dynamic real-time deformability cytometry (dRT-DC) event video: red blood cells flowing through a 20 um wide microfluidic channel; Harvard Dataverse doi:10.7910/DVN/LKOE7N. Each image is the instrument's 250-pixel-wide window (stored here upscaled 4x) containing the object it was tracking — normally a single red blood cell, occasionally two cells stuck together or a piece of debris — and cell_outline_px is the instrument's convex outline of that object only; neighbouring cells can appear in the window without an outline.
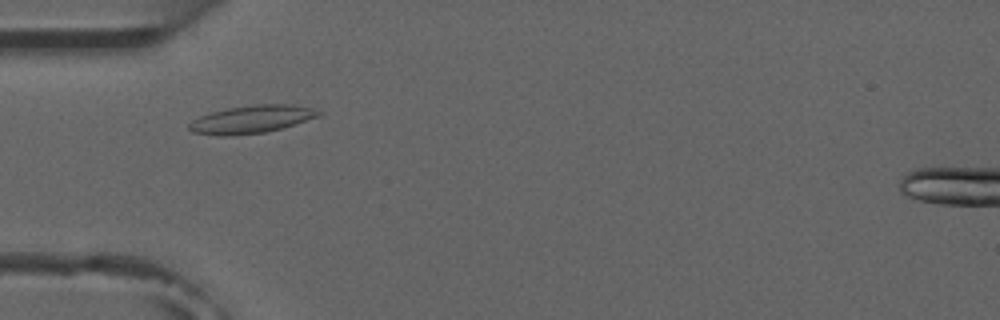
{"species": "common noctule bat (a hibernating species)", "species_latin": "Nyctalus noctula", "temperature_condition": "room temperature", "stored_images_in_passage": 5, "camera_frame_rate_fps": 3000, "um_per_image_px": 0.085, "animal": {"sex": "male", "forearm_length_mm": 52.5}, "frame": {"image": 1, "passage_image": 1, "time_ms": 0.0, "image_size_px": [1000, 320], "cell_outline_px": [[324, 112], [320, 116], [280, 128], [264, 132], [232, 136], [220, 136], [192, 132], [188, 128], [188, 124], [192, 120], [200, 116], [212, 112], [228, 108], [256, 104], [292, 104], [312, 108]], "centroid_in_image_um": [21.37, 10.14], "position_along_channel_um": 63.6, "area_um2": 20.92}}
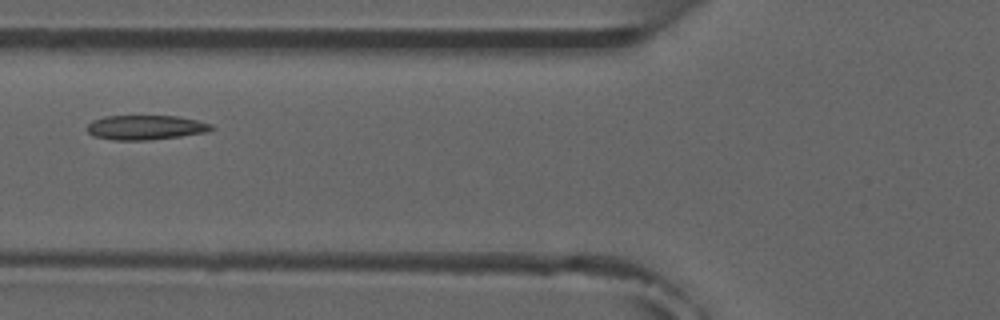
{"frame": {"image": 2, "passage_image": 2, "time_ms": 1.333, "image_size_px": [1000, 320], "cell_outline_px": [[216, 128], [204, 132], [180, 136], [152, 140], [112, 140], [92, 136], [88, 132], [88, 124], [92, 120], [104, 116], [176, 116], [196, 120], [212, 124]], "centroid_in_image_um": [12.35, 10.83], "position_along_channel_um": 113.5, "area_um2": 17.8}}
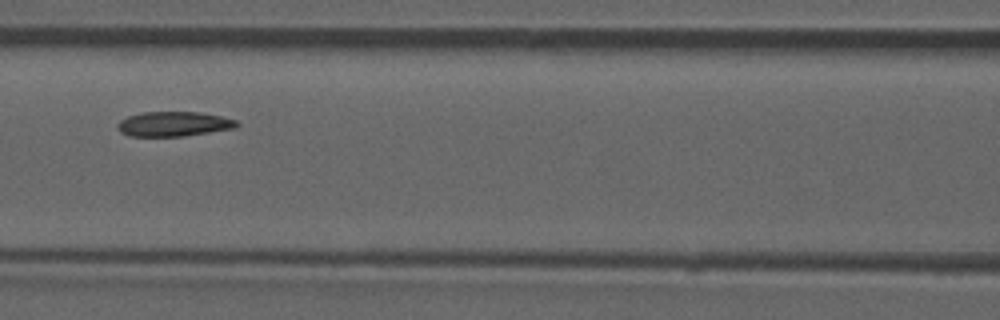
{"frame": {"image": 3, "passage_image": 3, "time_ms": 2.333, "image_size_px": [1000, 320], "cell_outline_px": [[240, 124], [236, 128], [184, 136], [128, 136], [120, 132], [116, 128], [116, 124], [120, 120], [128, 116], [144, 112], [200, 112], [220, 116], [236, 120]], "centroid_in_image_um": [14.75, 10.54], "position_along_channel_um": 151.9, "area_um2": 17.28}}